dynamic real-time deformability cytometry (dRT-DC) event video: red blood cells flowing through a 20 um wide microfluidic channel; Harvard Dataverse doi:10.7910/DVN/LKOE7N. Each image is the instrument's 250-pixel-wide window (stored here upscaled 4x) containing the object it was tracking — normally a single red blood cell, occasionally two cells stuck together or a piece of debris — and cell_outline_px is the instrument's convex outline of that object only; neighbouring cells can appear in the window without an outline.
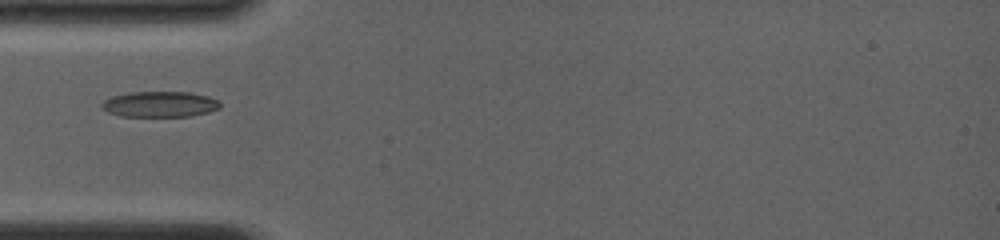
{"species": "common noctule bat (a hibernating species)", "species_latin": "Nyctalus noctula", "temperature_condition": "room temperature", "stored_images_in_passage": 9, "camera_frame_rate_fps": 4000, "um_per_image_px": 0.085, "animal": {"sex": "female", "body_mass_g": 19.0, "forearm_length_mm": 56.7}, "frame": {"image": 1, "passage_image": 6, "time_ms": 3.75, "image_size_px": [1000, 240], "cell_outline_px": [[220, 108], [208, 112], [192, 116], [120, 116], [108, 112], [100, 108], [100, 104], [104, 100], [112, 96], [128, 92], [188, 92], [208, 96], [220, 100]], "centroid_in_image_um": [13.57, 8.86], "position_along_channel_um": 71.4, "area_um2": 17.86}}
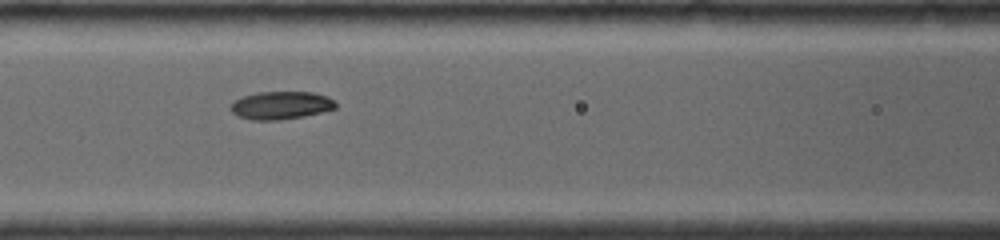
{"frame": {"image": 2, "passage_image": 8, "time_ms": 5.5, "image_size_px": [1000, 240], "cell_outline_px": [[336, 108], [304, 116], [280, 120], [252, 120], [236, 116], [228, 108], [228, 104], [244, 96], [256, 92], [312, 92], [328, 96], [336, 104]], "centroid_in_image_um": [23.82, 8.95], "position_along_channel_um": 142.8, "area_um2": 17.17}}
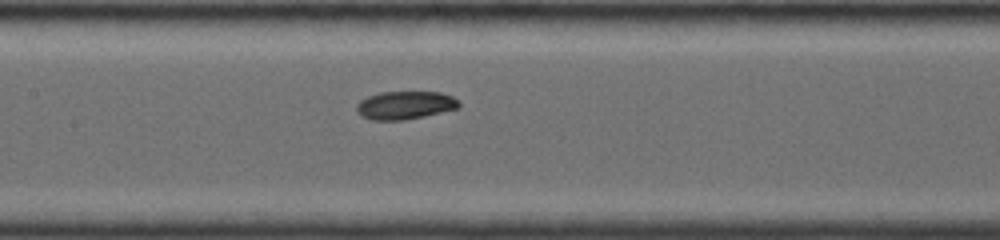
{"frame": {"image": 3, "passage_image": 9, "time_ms": 6.25, "image_size_px": [1000, 240], "cell_outline_px": [[460, 108], [424, 116], [404, 120], [372, 120], [360, 116], [356, 112], [356, 104], [360, 100], [368, 96], [380, 92], [440, 92], [452, 96], [460, 100]], "centroid_in_image_um": [34.43, 8.94], "position_along_channel_um": 173.0, "area_um2": 16.99}}